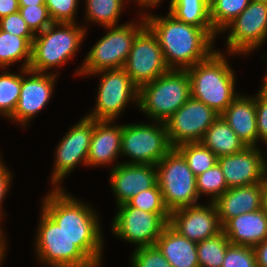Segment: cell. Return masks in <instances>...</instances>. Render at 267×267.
<instances>
[{"label":"cell","mask_w":267,"mask_h":267,"mask_svg":"<svg viewBox=\"0 0 267 267\" xmlns=\"http://www.w3.org/2000/svg\"><path fill=\"white\" fill-rule=\"evenodd\" d=\"M256 123L258 140L267 144V102L257 93L256 94Z\"/></svg>","instance_id":"obj_40"},{"label":"cell","mask_w":267,"mask_h":267,"mask_svg":"<svg viewBox=\"0 0 267 267\" xmlns=\"http://www.w3.org/2000/svg\"><path fill=\"white\" fill-rule=\"evenodd\" d=\"M261 209L265 212L267 216V183L265 181H263Z\"/></svg>","instance_id":"obj_45"},{"label":"cell","mask_w":267,"mask_h":267,"mask_svg":"<svg viewBox=\"0 0 267 267\" xmlns=\"http://www.w3.org/2000/svg\"><path fill=\"white\" fill-rule=\"evenodd\" d=\"M197 177L217 163L218 157L201 142L184 143L176 147Z\"/></svg>","instance_id":"obj_29"},{"label":"cell","mask_w":267,"mask_h":267,"mask_svg":"<svg viewBox=\"0 0 267 267\" xmlns=\"http://www.w3.org/2000/svg\"><path fill=\"white\" fill-rule=\"evenodd\" d=\"M19 12L35 35L53 23L46 5L19 7Z\"/></svg>","instance_id":"obj_38"},{"label":"cell","mask_w":267,"mask_h":267,"mask_svg":"<svg viewBox=\"0 0 267 267\" xmlns=\"http://www.w3.org/2000/svg\"><path fill=\"white\" fill-rule=\"evenodd\" d=\"M257 147L218 157L228 188L241 187L264 181V157Z\"/></svg>","instance_id":"obj_18"},{"label":"cell","mask_w":267,"mask_h":267,"mask_svg":"<svg viewBox=\"0 0 267 267\" xmlns=\"http://www.w3.org/2000/svg\"><path fill=\"white\" fill-rule=\"evenodd\" d=\"M159 125H122L121 153L131 158L127 164L156 165L171 149L165 122Z\"/></svg>","instance_id":"obj_9"},{"label":"cell","mask_w":267,"mask_h":267,"mask_svg":"<svg viewBox=\"0 0 267 267\" xmlns=\"http://www.w3.org/2000/svg\"><path fill=\"white\" fill-rule=\"evenodd\" d=\"M131 261L133 267H172L156 245L135 248Z\"/></svg>","instance_id":"obj_36"},{"label":"cell","mask_w":267,"mask_h":267,"mask_svg":"<svg viewBox=\"0 0 267 267\" xmlns=\"http://www.w3.org/2000/svg\"><path fill=\"white\" fill-rule=\"evenodd\" d=\"M146 25L156 35L169 69H187L208 58L216 34L213 28L184 23L169 12L166 17L145 15Z\"/></svg>","instance_id":"obj_1"},{"label":"cell","mask_w":267,"mask_h":267,"mask_svg":"<svg viewBox=\"0 0 267 267\" xmlns=\"http://www.w3.org/2000/svg\"><path fill=\"white\" fill-rule=\"evenodd\" d=\"M1 157V156H0ZM11 173L8 171V169L6 168V166L4 165L3 161H1L0 158V219L2 217V209H1V205H2V201L5 197V195L8 192V189L10 187V183L11 181ZM1 230V227H0Z\"/></svg>","instance_id":"obj_41"},{"label":"cell","mask_w":267,"mask_h":267,"mask_svg":"<svg viewBox=\"0 0 267 267\" xmlns=\"http://www.w3.org/2000/svg\"><path fill=\"white\" fill-rule=\"evenodd\" d=\"M222 231L231 244L255 247L267 238V216L260 209L229 219Z\"/></svg>","instance_id":"obj_22"},{"label":"cell","mask_w":267,"mask_h":267,"mask_svg":"<svg viewBox=\"0 0 267 267\" xmlns=\"http://www.w3.org/2000/svg\"><path fill=\"white\" fill-rule=\"evenodd\" d=\"M263 183L228 188L215 201L221 226L238 215L261 209Z\"/></svg>","instance_id":"obj_20"},{"label":"cell","mask_w":267,"mask_h":267,"mask_svg":"<svg viewBox=\"0 0 267 267\" xmlns=\"http://www.w3.org/2000/svg\"><path fill=\"white\" fill-rule=\"evenodd\" d=\"M219 116L220 114L202 101L190 97L165 121L171 147L200 142L207 129Z\"/></svg>","instance_id":"obj_14"},{"label":"cell","mask_w":267,"mask_h":267,"mask_svg":"<svg viewBox=\"0 0 267 267\" xmlns=\"http://www.w3.org/2000/svg\"><path fill=\"white\" fill-rule=\"evenodd\" d=\"M2 231L3 230H0V247H6L7 246L6 243H5L6 238L3 237L4 233Z\"/></svg>","instance_id":"obj_48"},{"label":"cell","mask_w":267,"mask_h":267,"mask_svg":"<svg viewBox=\"0 0 267 267\" xmlns=\"http://www.w3.org/2000/svg\"><path fill=\"white\" fill-rule=\"evenodd\" d=\"M123 69L138 88L169 70L159 41L147 25L135 37Z\"/></svg>","instance_id":"obj_12"},{"label":"cell","mask_w":267,"mask_h":267,"mask_svg":"<svg viewBox=\"0 0 267 267\" xmlns=\"http://www.w3.org/2000/svg\"><path fill=\"white\" fill-rule=\"evenodd\" d=\"M41 208L68 238L98 267L103 237L97 214L91 207L66 194L62 188L51 190Z\"/></svg>","instance_id":"obj_2"},{"label":"cell","mask_w":267,"mask_h":267,"mask_svg":"<svg viewBox=\"0 0 267 267\" xmlns=\"http://www.w3.org/2000/svg\"><path fill=\"white\" fill-rule=\"evenodd\" d=\"M0 74V115L9 117L14 113L20 98L22 75L3 71Z\"/></svg>","instance_id":"obj_32"},{"label":"cell","mask_w":267,"mask_h":267,"mask_svg":"<svg viewBox=\"0 0 267 267\" xmlns=\"http://www.w3.org/2000/svg\"><path fill=\"white\" fill-rule=\"evenodd\" d=\"M92 133L93 119L85 116L65 134L58 144L51 177V183L56 189L62 188L57 187L60 181L79 163L83 162L87 165Z\"/></svg>","instance_id":"obj_15"},{"label":"cell","mask_w":267,"mask_h":267,"mask_svg":"<svg viewBox=\"0 0 267 267\" xmlns=\"http://www.w3.org/2000/svg\"><path fill=\"white\" fill-rule=\"evenodd\" d=\"M134 1H137V3L139 2L138 5H141V6H145V7H148L151 6V7H155V5L157 6L162 0H134Z\"/></svg>","instance_id":"obj_46"},{"label":"cell","mask_w":267,"mask_h":267,"mask_svg":"<svg viewBox=\"0 0 267 267\" xmlns=\"http://www.w3.org/2000/svg\"><path fill=\"white\" fill-rule=\"evenodd\" d=\"M21 70L24 74L22 76L20 98L14 113L9 118L15 120V122H20L19 124L24 126L46 106L53 94L57 76L55 73L43 74V72H35L24 68H21ZM24 75H29V78L26 79Z\"/></svg>","instance_id":"obj_17"},{"label":"cell","mask_w":267,"mask_h":267,"mask_svg":"<svg viewBox=\"0 0 267 267\" xmlns=\"http://www.w3.org/2000/svg\"><path fill=\"white\" fill-rule=\"evenodd\" d=\"M35 249L40 262L50 267H97L43 210Z\"/></svg>","instance_id":"obj_8"},{"label":"cell","mask_w":267,"mask_h":267,"mask_svg":"<svg viewBox=\"0 0 267 267\" xmlns=\"http://www.w3.org/2000/svg\"><path fill=\"white\" fill-rule=\"evenodd\" d=\"M251 0H209L213 29L220 33L248 6Z\"/></svg>","instance_id":"obj_28"},{"label":"cell","mask_w":267,"mask_h":267,"mask_svg":"<svg viewBox=\"0 0 267 267\" xmlns=\"http://www.w3.org/2000/svg\"><path fill=\"white\" fill-rule=\"evenodd\" d=\"M6 247H0V265L3 262L2 260L4 259V253H5V249Z\"/></svg>","instance_id":"obj_49"},{"label":"cell","mask_w":267,"mask_h":267,"mask_svg":"<svg viewBox=\"0 0 267 267\" xmlns=\"http://www.w3.org/2000/svg\"><path fill=\"white\" fill-rule=\"evenodd\" d=\"M32 44L24 37H18L0 29V68L6 69L24 58L22 69H28L31 61ZM24 65V66H23Z\"/></svg>","instance_id":"obj_27"},{"label":"cell","mask_w":267,"mask_h":267,"mask_svg":"<svg viewBox=\"0 0 267 267\" xmlns=\"http://www.w3.org/2000/svg\"><path fill=\"white\" fill-rule=\"evenodd\" d=\"M86 30L76 25V22L52 23L35 35L28 69L45 73L52 67L65 64L78 51Z\"/></svg>","instance_id":"obj_5"},{"label":"cell","mask_w":267,"mask_h":267,"mask_svg":"<svg viewBox=\"0 0 267 267\" xmlns=\"http://www.w3.org/2000/svg\"><path fill=\"white\" fill-rule=\"evenodd\" d=\"M196 186L198 196L200 197L201 194L210 195V202H214L228 189L224 174L218 163L196 177Z\"/></svg>","instance_id":"obj_33"},{"label":"cell","mask_w":267,"mask_h":267,"mask_svg":"<svg viewBox=\"0 0 267 267\" xmlns=\"http://www.w3.org/2000/svg\"><path fill=\"white\" fill-rule=\"evenodd\" d=\"M155 245L172 267H199L197 243L182 236L169 224Z\"/></svg>","instance_id":"obj_24"},{"label":"cell","mask_w":267,"mask_h":267,"mask_svg":"<svg viewBox=\"0 0 267 267\" xmlns=\"http://www.w3.org/2000/svg\"><path fill=\"white\" fill-rule=\"evenodd\" d=\"M19 7L45 5L44 0H18Z\"/></svg>","instance_id":"obj_44"},{"label":"cell","mask_w":267,"mask_h":267,"mask_svg":"<svg viewBox=\"0 0 267 267\" xmlns=\"http://www.w3.org/2000/svg\"><path fill=\"white\" fill-rule=\"evenodd\" d=\"M169 13L184 23L213 28L209 0H170Z\"/></svg>","instance_id":"obj_26"},{"label":"cell","mask_w":267,"mask_h":267,"mask_svg":"<svg viewBox=\"0 0 267 267\" xmlns=\"http://www.w3.org/2000/svg\"><path fill=\"white\" fill-rule=\"evenodd\" d=\"M191 97L186 69H169L138 88L139 109L157 123L165 122Z\"/></svg>","instance_id":"obj_4"},{"label":"cell","mask_w":267,"mask_h":267,"mask_svg":"<svg viewBox=\"0 0 267 267\" xmlns=\"http://www.w3.org/2000/svg\"><path fill=\"white\" fill-rule=\"evenodd\" d=\"M53 23H75L79 0H44Z\"/></svg>","instance_id":"obj_37"},{"label":"cell","mask_w":267,"mask_h":267,"mask_svg":"<svg viewBox=\"0 0 267 267\" xmlns=\"http://www.w3.org/2000/svg\"><path fill=\"white\" fill-rule=\"evenodd\" d=\"M111 122L93 119L87 166L108 165L121 154L122 125H110Z\"/></svg>","instance_id":"obj_21"},{"label":"cell","mask_w":267,"mask_h":267,"mask_svg":"<svg viewBox=\"0 0 267 267\" xmlns=\"http://www.w3.org/2000/svg\"><path fill=\"white\" fill-rule=\"evenodd\" d=\"M263 87L259 90V95L267 102V74L265 76Z\"/></svg>","instance_id":"obj_47"},{"label":"cell","mask_w":267,"mask_h":267,"mask_svg":"<svg viewBox=\"0 0 267 267\" xmlns=\"http://www.w3.org/2000/svg\"><path fill=\"white\" fill-rule=\"evenodd\" d=\"M229 244L230 242L223 231L216 236L198 242L199 267H221Z\"/></svg>","instance_id":"obj_30"},{"label":"cell","mask_w":267,"mask_h":267,"mask_svg":"<svg viewBox=\"0 0 267 267\" xmlns=\"http://www.w3.org/2000/svg\"><path fill=\"white\" fill-rule=\"evenodd\" d=\"M0 29L18 37L26 38L31 44L35 34L23 20L20 12L12 13L0 19Z\"/></svg>","instance_id":"obj_39"},{"label":"cell","mask_w":267,"mask_h":267,"mask_svg":"<svg viewBox=\"0 0 267 267\" xmlns=\"http://www.w3.org/2000/svg\"><path fill=\"white\" fill-rule=\"evenodd\" d=\"M229 31L227 49L230 54L246 55L267 39V1L251 0L222 32Z\"/></svg>","instance_id":"obj_13"},{"label":"cell","mask_w":267,"mask_h":267,"mask_svg":"<svg viewBox=\"0 0 267 267\" xmlns=\"http://www.w3.org/2000/svg\"><path fill=\"white\" fill-rule=\"evenodd\" d=\"M112 221V231L122 240L135 243L138 247L155 245L156 240L169 224L170 213H151L119 205Z\"/></svg>","instance_id":"obj_10"},{"label":"cell","mask_w":267,"mask_h":267,"mask_svg":"<svg viewBox=\"0 0 267 267\" xmlns=\"http://www.w3.org/2000/svg\"><path fill=\"white\" fill-rule=\"evenodd\" d=\"M221 267H257L254 248L230 243Z\"/></svg>","instance_id":"obj_35"},{"label":"cell","mask_w":267,"mask_h":267,"mask_svg":"<svg viewBox=\"0 0 267 267\" xmlns=\"http://www.w3.org/2000/svg\"><path fill=\"white\" fill-rule=\"evenodd\" d=\"M141 23V24H140ZM138 25L125 23L104 27L109 30L88 52L77 75H91L101 70L123 68L137 34L146 26L145 17Z\"/></svg>","instance_id":"obj_7"},{"label":"cell","mask_w":267,"mask_h":267,"mask_svg":"<svg viewBox=\"0 0 267 267\" xmlns=\"http://www.w3.org/2000/svg\"><path fill=\"white\" fill-rule=\"evenodd\" d=\"M125 0H86V19L104 27L117 26Z\"/></svg>","instance_id":"obj_31"},{"label":"cell","mask_w":267,"mask_h":267,"mask_svg":"<svg viewBox=\"0 0 267 267\" xmlns=\"http://www.w3.org/2000/svg\"><path fill=\"white\" fill-rule=\"evenodd\" d=\"M191 97L222 114L238 96L235 75L223 53L214 51L208 58L186 69Z\"/></svg>","instance_id":"obj_3"},{"label":"cell","mask_w":267,"mask_h":267,"mask_svg":"<svg viewBox=\"0 0 267 267\" xmlns=\"http://www.w3.org/2000/svg\"><path fill=\"white\" fill-rule=\"evenodd\" d=\"M200 142L217 157L232 155L247 147L221 115L207 129Z\"/></svg>","instance_id":"obj_25"},{"label":"cell","mask_w":267,"mask_h":267,"mask_svg":"<svg viewBox=\"0 0 267 267\" xmlns=\"http://www.w3.org/2000/svg\"><path fill=\"white\" fill-rule=\"evenodd\" d=\"M110 174L117 207L157 184L156 165L118 163Z\"/></svg>","instance_id":"obj_19"},{"label":"cell","mask_w":267,"mask_h":267,"mask_svg":"<svg viewBox=\"0 0 267 267\" xmlns=\"http://www.w3.org/2000/svg\"><path fill=\"white\" fill-rule=\"evenodd\" d=\"M128 206L151 213H170L166 208L158 184L139 192L126 203Z\"/></svg>","instance_id":"obj_34"},{"label":"cell","mask_w":267,"mask_h":267,"mask_svg":"<svg viewBox=\"0 0 267 267\" xmlns=\"http://www.w3.org/2000/svg\"><path fill=\"white\" fill-rule=\"evenodd\" d=\"M95 74L102 76L97 92V104L93 112L86 117L114 121L129 101L138 103V87L123 68L101 70L93 73Z\"/></svg>","instance_id":"obj_11"},{"label":"cell","mask_w":267,"mask_h":267,"mask_svg":"<svg viewBox=\"0 0 267 267\" xmlns=\"http://www.w3.org/2000/svg\"><path fill=\"white\" fill-rule=\"evenodd\" d=\"M18 11V0H0V19Z\"/></svg>","instance_id":"obj_43"},{"label":"cell","mask_w":267,"mask_h":267,"mask_svg":"<svg viewBox=\"0 0 267 267\" xmlns=\"http://www.w3.org/2000/svg\"><path fill=\"white\" fill-rule=\"evenodd\" d=\"M221 117L247 147H257L256 95L249 97L238 94Z\"/></svg>","instance_id":"obj_23"},{"label":"cell","mask_w":267,"mask_h":267,"mask_svg":"<svg viewBox=\"0 0 267 267\" xmlns=\"http://www.w3.org/2000/svg\"><path fill=\"white\" fill-rule=\"evenodd\" d=\"M257 267H267V238L254 247Z\"/></svg>","instance_id":"obj_42"},{"label":"cell","mask_w":267,"mask_h":267,"mask_svg":"<svg viewBox=\"0 0 267 267\" xmlns=\"http://www.w3.org/2000/svg\"><path fill=\"white\" fill-rule=\"evenodd\" d=\"M156 171L157 184L169 212L197 204L196 176L176 148L156 164Z\"/></svg>","instance_id":"obj_6"},{"label":"cell","mask_w":267,"mask_h":267,"mask_svg":"<svg viewBox=\"0 0 267 267\" xmlns=\"http://www.w3.org/2000/svg\"><path fill=\"white\" fill-rule=\"evenodd\" d=\"M169 225L185 238L196 243L222 231L214 202L196 204L170 212Z\"/></svg>","instance_id":"obj_16"},{"label":"cell","mask_w":267,"mask_h":267,"mask_svg":"<svg viewBox=\"0 0 267 267\" xmlns=\"http://www.w3.org/2000/svg\"><path fill=\"white\" fill-rule=\"evenodd\" d=\"M267 161H264V181L267 183Z\"/></svg>","instance_id":"obj_50"}]
</instances>
